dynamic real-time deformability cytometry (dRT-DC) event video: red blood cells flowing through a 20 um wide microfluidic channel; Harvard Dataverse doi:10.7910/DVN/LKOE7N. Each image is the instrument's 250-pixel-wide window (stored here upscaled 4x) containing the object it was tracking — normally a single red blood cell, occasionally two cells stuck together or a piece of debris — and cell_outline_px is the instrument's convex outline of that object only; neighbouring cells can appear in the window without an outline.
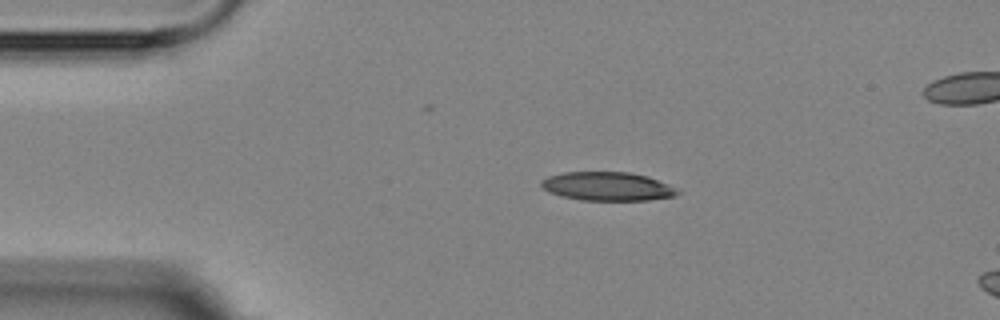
{"species": "Egyptian fruit bat (a non-hibernating species)", "species_latin": "Rousettus aegyptiacus", "temperature_condition": "room temperature", "stored_images_in_passage": 2, "camera_frame_rate_fps": 3000, "um_per_image_px": 0.085, "animal": {"sex": "female"}, "frame": {"image": 1, "passage_image": 1, "time_ms": 0.0, "image_size_px": [1000, 320], "cell_outline_px": [[680, 192], [676, 196], [648, 200], [580, 200], [560, 196], [548, 192], [540, 184], [540, 180], [548, 176], [564, 172], [628, 172], [648, 176], [680, 188]], "centroid_in_image_um": [51.66, 15.84], "position_along_channel_um": 33.3, "area_um2": 23.06}}